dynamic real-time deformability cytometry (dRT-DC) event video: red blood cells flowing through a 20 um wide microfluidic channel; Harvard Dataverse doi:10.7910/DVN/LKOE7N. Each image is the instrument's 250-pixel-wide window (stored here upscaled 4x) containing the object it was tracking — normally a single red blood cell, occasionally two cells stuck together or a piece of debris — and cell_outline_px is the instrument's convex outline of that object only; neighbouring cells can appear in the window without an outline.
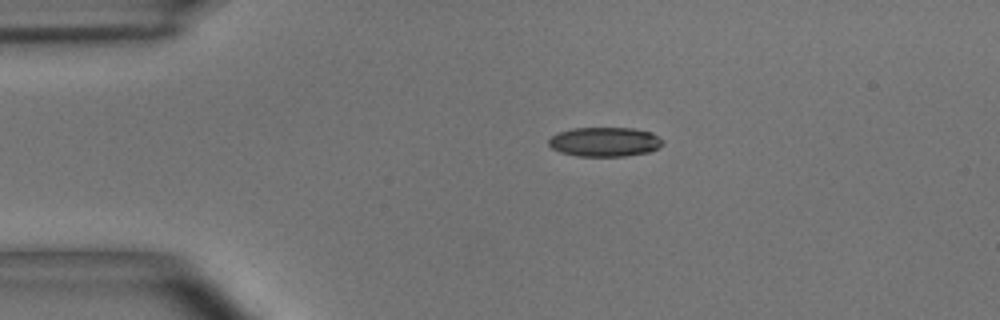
{"species": "common noctule bat (a hibernating species)", "species_latin": "Nyctalus noctula", "temperature_condition": "room temperature", "stored_images_in_passage": 44, "camera_frame_rate_fps": 3000, "um_per_image_px": 0.085, "animal": {"sex": "male", "body_mass_g": 15.6}, "frame": {"image": 1, "passage_image": 1, "time_ms": 0.0, "image_size_px": [1000, 320], "cell_outline_px": [[664, 144], [648, 152], [624, 156], [580, 156], [560, 152], [552, 148], [548, 144], [548, 140], [552, 136], [560, 132], [572, 128], [632, 128], [652, 132], [660, 136], [664, 140]], "centroid_in_image_um": [51.43, 12.05], "position_along_channel_um": 33.6, "area_um2": 19.54}}
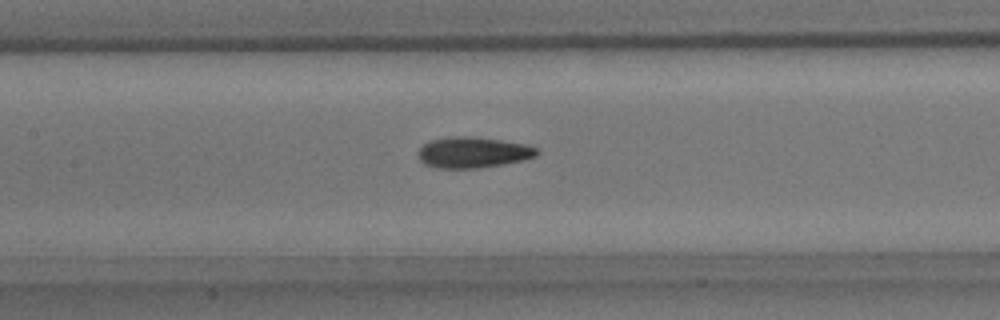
{"frame": {"image": 2, "passage_image": 15, "time_ms": 4.667, "image_size_px": [1000, 320], "cell_outline_px": [[540, 152], [536, 156], [520, 160], [500, 164], [476, 168], [436, 168], [424, 164], [420, 160], [416, 152], [428, 140], [452, 136], [468, 136], [500, 140], [524, 144], [536, 148]], "centroid_in_image_um": [40.13, 12.95], "position_along_channel_um": 167.3, "area_um2": 21.21}}
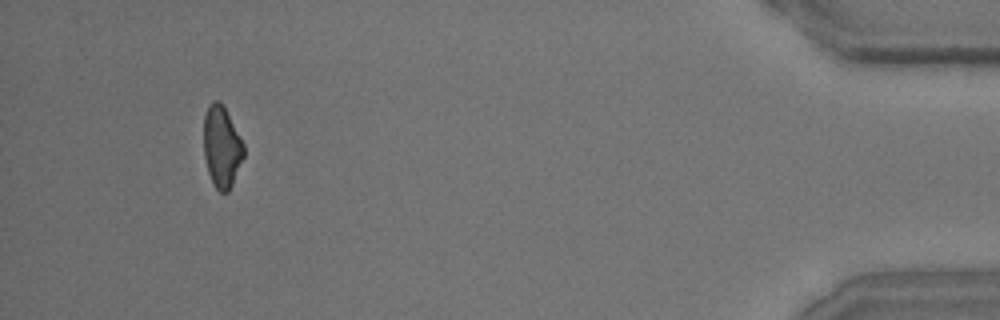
{"frame": {"image": 3, "passage_image": 41, "time_ms": 13.333, "image_size_px": [1000, 320], "cell_outline_px": [[244, 156], [232, 184], [228, 192], [220, 192], [212, 184], [208, 172], [204, 156], [204, 116], [212, 100], [220, 100], [224, 104], [244, 144]], "centroid_in_image_um": [18.85, 12.45], "position_along_channel_um": 416.4, "area_um2": 19.13}, "authors_computed_cell_mechanics": {"area_um2": 20.4901, "velocity_mm_per_s": 3.6711, "shape_relaxation_time_tau1_ms": 5.307, "shape_relaxation_time_tau2_ms": 3.9442, "deformation_change_tau1": 0.144, "deformation_change_tau2": 0.1064}}